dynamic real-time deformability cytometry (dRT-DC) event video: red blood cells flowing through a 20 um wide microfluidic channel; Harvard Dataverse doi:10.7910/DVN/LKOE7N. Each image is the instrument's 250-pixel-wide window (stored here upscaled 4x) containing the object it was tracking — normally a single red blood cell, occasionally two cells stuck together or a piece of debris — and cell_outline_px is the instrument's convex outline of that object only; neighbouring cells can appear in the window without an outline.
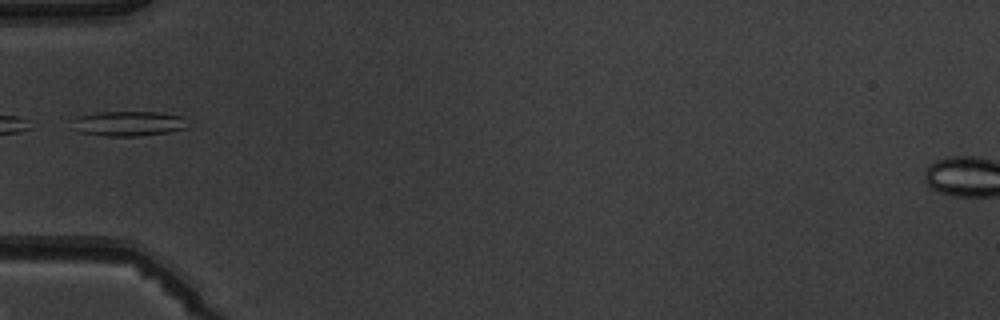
{"species": "common noctule bat (a hibernating species)", "species_latin": "Nyctalus noctula", "temperature_condition": "warm", "stored_images_in_passage": 3, "camera_frame_rate_fps": 3000, "um_per_image_px": 0.085, "animal": {"sex": "male", "body_mass_g": 19.5, "forearm_length_mm": 54.6}, "frame": {"image": 1, "passage_image": 3, "time_ms": 2.333, "image_size_px": [1000, 320], "cell_outline_px": [[188, 128], [168, 132], [136, 136], [108, 136], [80, 132], [72, 128], [76, 116], [100, 112], [160, 112], [184, 116]], "centroid_in_image_um": [10.95, 10.49], "position_along_channel_um": 74.1, "area_um2": 16.76}}